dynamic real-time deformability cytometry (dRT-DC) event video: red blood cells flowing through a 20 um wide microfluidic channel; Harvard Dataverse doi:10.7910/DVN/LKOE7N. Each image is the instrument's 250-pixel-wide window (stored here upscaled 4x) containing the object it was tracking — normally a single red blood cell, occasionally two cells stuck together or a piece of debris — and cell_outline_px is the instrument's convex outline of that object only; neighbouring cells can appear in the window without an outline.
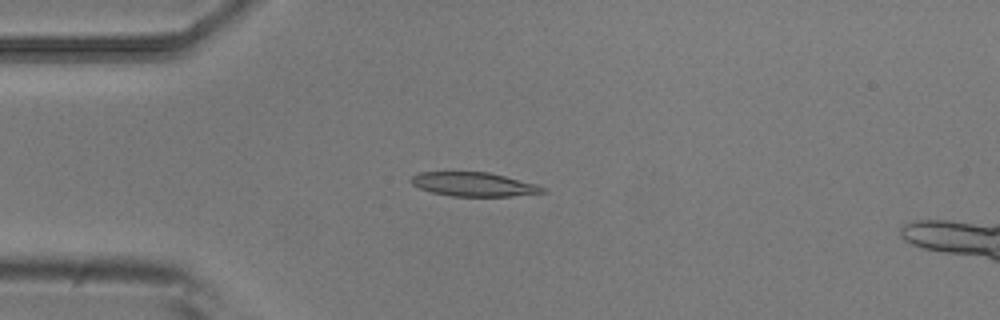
{"species": "common noctule bat (a hibernating species)", "species_latin": "Nyctalus noctula", "temperature_condition": "room temperature", "stored_images_in_passage": 5, "camera_frame_rate_fps": 3000, "um_per_image_px": 0.085, "animal": {"sex": "male", "body_mass_g": 20.5, "forearm_length_mm": 52.5}, "frame": {"image": 1, "passage_image": 4, "time_ms": 1.0, "image_size_px": [1000, 320], "cell_outline_px": [[548, 192], [512, 196], [452, 196], [432, 192], [420, 188], [412, 184], [408, 180], [412, 176], [420, 172], [488, 172], [536, 184], [544, 188]], "centroid_in_image_um": [40.25, 15.67], "position_along_channel_um": 44.8, "area_um2": 18.26}}